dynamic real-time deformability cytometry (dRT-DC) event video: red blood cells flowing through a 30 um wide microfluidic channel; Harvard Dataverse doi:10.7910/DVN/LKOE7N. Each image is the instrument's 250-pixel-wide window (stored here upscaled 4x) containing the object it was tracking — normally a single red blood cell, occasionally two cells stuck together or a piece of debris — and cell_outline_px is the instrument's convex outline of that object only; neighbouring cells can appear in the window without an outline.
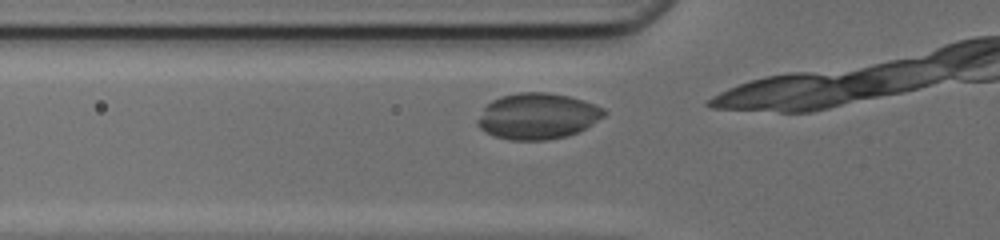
{"species": "common noctule bat (a hibernating species)", "species_latin": "Nyctalus noctula", "temperature_condition": "cold", "stored_images_in_passage": 4, "camera_frame_rate_fps": 3000, "um_per_image_px": 0.085, "animal": {"sex": "female", "body_mass_g": 17.0, "forearm_length_mm": 48.0}, "frame": {"image": 1, "passage_image": 2, "time_ms": 0.333, "image_size_px": [1000, 240], "cell_outline_px": [[608, 112], [604, 116], [592, 124], [568, 136], [548, 140], [508, 140], [484, 132], [476, 124], [476, 120], [484, 108], [492, 100], [500, 96], [516, 92], [548, 92], [568, 96], [584, 100], [604, 108]], "centroid_in_image_um": [45.68, 9.87], "position_along_channel_um": 80.1, "area_um2": 34.1}}